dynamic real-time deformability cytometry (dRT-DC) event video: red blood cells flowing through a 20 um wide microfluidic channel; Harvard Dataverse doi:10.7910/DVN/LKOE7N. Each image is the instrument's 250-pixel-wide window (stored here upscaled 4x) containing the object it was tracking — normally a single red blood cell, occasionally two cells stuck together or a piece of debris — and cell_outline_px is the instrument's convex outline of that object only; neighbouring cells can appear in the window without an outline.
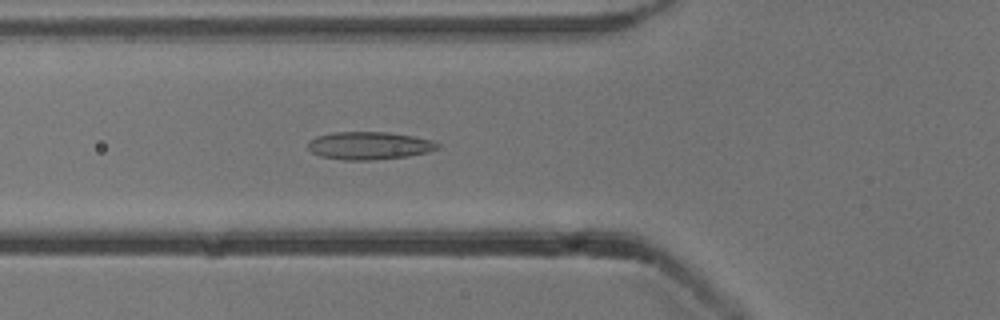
{"species": "common noctule bat (a hibernating species)", "species_latin": "Nyctalus noctula", "temperature_condition": "cold", "stored_images_in_passage": 34, "camera_frame_rate_fps": 3000, "um_per_image_px": 0.085, "animal": {"sex": "male", "body_mass_g": 13.3}, "frame": {"image": 1, "passage_image": 8, "time_ms": 2.333, "image_size_px": [1000, 320], "cell_outline_px": [[440, 148], [428, 152], [408, 156], [372, 160], [344, 160], [320, 156], [312, 152], [308, 148], [308, 140], [316, 136], [332, 132], [388, 132], [412, 136], [432, 140], [440, 144]], "centroid_in_image_um": [31.37, 12.37], "position_along_channel_um": 94.4, "area_um2": 21.1}}
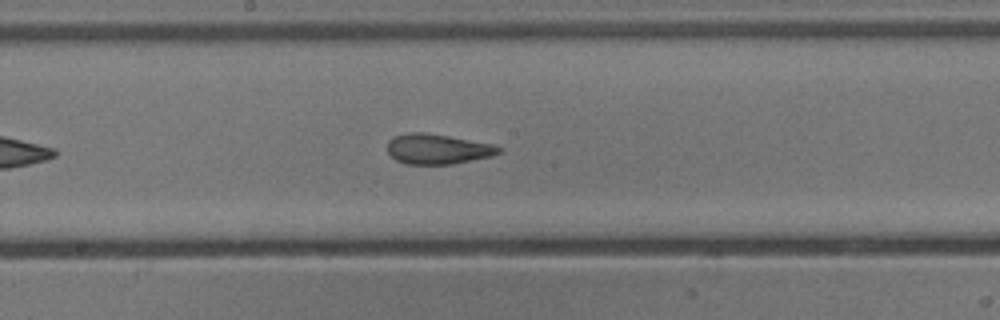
{"frame": {"image": 2, "passage_image": 17, "time_ms": 5.333, "image_size_px": [1000, 320], "cell_outline_px": [[504, 148], [500, 152], [492, 156], [452, 164], [404, 164], [396, 160], [388, 152], [388, 140], [392, 136], [408, 132], [424, 132], [448, 136], [492, 144]], "centroid_in_image_um": [37.17, 12.66], "position_along_channel_um": 211.0, "area_um2": 19.59}}
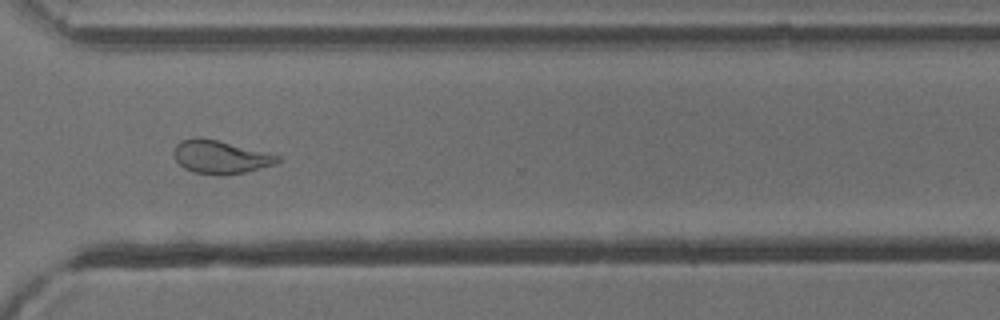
{"frame": {"image": 3, "passage_image": 28, "time_ms": 9.0, "image_size_px": [1000, 320], "cell_outline_px": [[280, 160], [276, 164], [244, 172], [224, 176], [192, 172], [184, 168], [176, 160], [172, 152], [176, 144], [180, 140], [196, 136], [200, 136], [280, 156]], "centroid_in_image_um": [18.67, 13.34], "position_along_channel_um": 351.9, "area_um2": 20.06}, "authors_computed_cell_mechanics": {"area_um2": 20.1433, "velocity_mm_per_s": 3.8549, "shape_relaxation_time_tau1_ms": null, "shape_relaxation_time_tau2_ms": 1.4018, "deformation_change_tau1": null, "deformation_change_tau2": 0.0856}}